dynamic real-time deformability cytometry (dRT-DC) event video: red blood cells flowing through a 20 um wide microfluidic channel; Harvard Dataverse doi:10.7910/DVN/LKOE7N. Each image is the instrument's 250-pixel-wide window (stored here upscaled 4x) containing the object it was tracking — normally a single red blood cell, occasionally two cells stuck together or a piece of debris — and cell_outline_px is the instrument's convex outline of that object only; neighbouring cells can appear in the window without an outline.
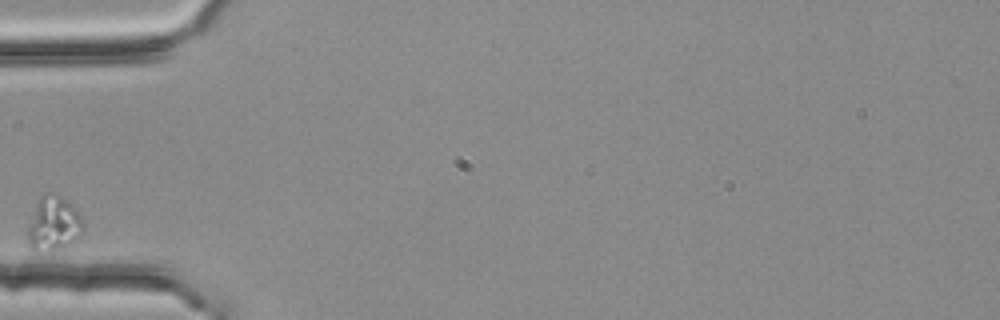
{"species": "common noctule bat (a hibernating species)", "species_latin": "Nyctalus noctula", "temperature_condition": "room temperature", "stored_images_in_passage": 2, "camera_frame_rate_fps": 3000, "um_per_image_px": 0.085, "animal": {"sex": "female", "body_mass_g": 25.1}, "frame": {"image": 1, "passage_image": 1, "time_ms": 0.0, "image_size_px": [1000, 320], "cell_outline_px": [[84, 232], [64, 248], [52, 252], [36, 252], [28, 244], [28, 228], [36, 204], [40, 196], [44, 192], [56, 192], [76, 208], [84, 224]], "centroid_in_image_um": [4.57, 19.03], "position_along_channel_um": 80.4, "area_um2": 17.92}}